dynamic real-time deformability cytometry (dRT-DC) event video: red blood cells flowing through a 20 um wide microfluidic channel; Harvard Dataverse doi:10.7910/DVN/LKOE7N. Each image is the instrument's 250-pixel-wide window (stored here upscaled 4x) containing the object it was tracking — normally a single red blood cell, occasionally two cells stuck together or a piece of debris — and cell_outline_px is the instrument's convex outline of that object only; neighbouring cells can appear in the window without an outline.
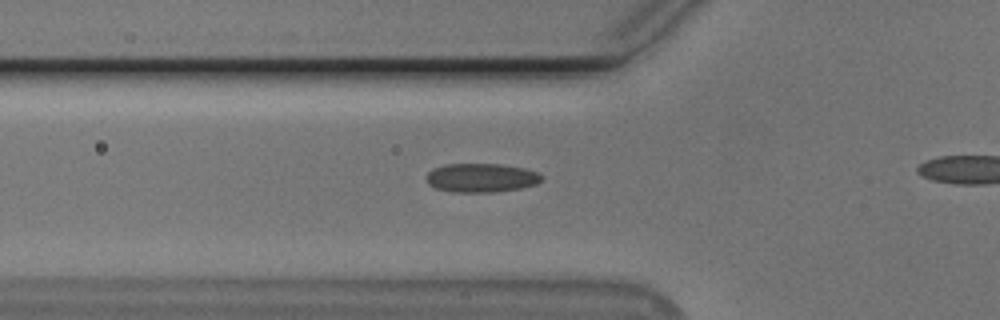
{"species": "Egyptian fruit bat (a non-hibernating species)", "species_latin": "Rousettus aegyptiacus", "temperature_condition": "cold", "stored_images_in_passage": 28, "camera_frame_rate_fps": 3000, "um_per_image_px": 0.085, "animal": {"sex": "male"}, "frame": {"image": 1, "passage_image": 3, "time_ms": 0.667, "image_size_px": [1000, 320], "cell_outline_px": [[544, 176], [536, 184], [520, 188], [492, 192], [452, 192], [436, 188], [428, 184], [424, 176], [432, 168], [444, 164], [500, 164], [524, 168], [536, 172]], "centroid_in_image_um": [40.85, 15.11], "position_along_channel_um": 84.9, "area_um2": 19.48}}
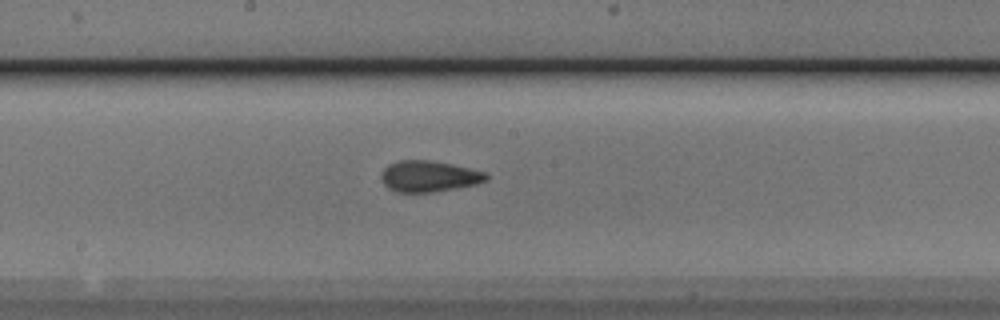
{"frame": {"image": 2, "passage_image": 13, "time_ms": 4.0, "image_size_px": [1000, 320], "cell_outline_px": [[488, 180], [476, 184], [432, 192], [396, 192], [388, 188], [384, 184], [380, 176], [384, 168], [388, 164], [400, 160], [432, 160], [452, 164], [488, 172]], "centroid_in_image_um": [36.46, 14.97], "position_along_channel_um": 211.7, "area_um2": 19.13}}
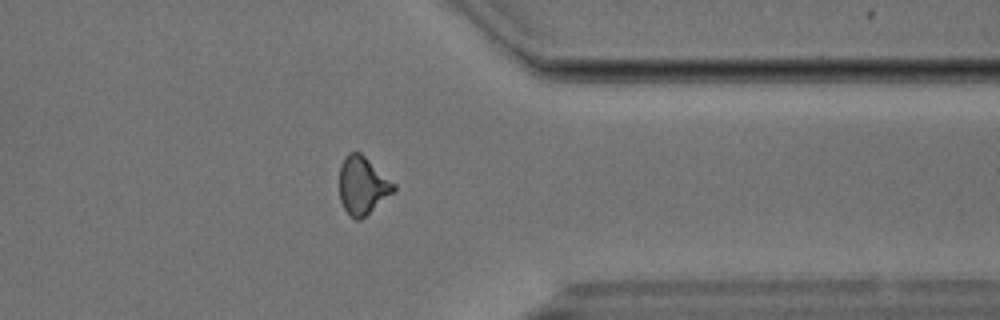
{"frame": {"image": 3, "passage_image": 27, "time_ms": 8.667, "image_size_px": [1000, 320], "cell_outline_px": [[396, 192], [360, 220], [356, 220], [344, 208], [340, 200], [340, 164], [344, 156], [348, 152], [360, 152], [396, 184]], "centroid_in_image_um": [30.84, 15.76], "position_along_channel_um": 380.6, "area_um2": 18.44}}